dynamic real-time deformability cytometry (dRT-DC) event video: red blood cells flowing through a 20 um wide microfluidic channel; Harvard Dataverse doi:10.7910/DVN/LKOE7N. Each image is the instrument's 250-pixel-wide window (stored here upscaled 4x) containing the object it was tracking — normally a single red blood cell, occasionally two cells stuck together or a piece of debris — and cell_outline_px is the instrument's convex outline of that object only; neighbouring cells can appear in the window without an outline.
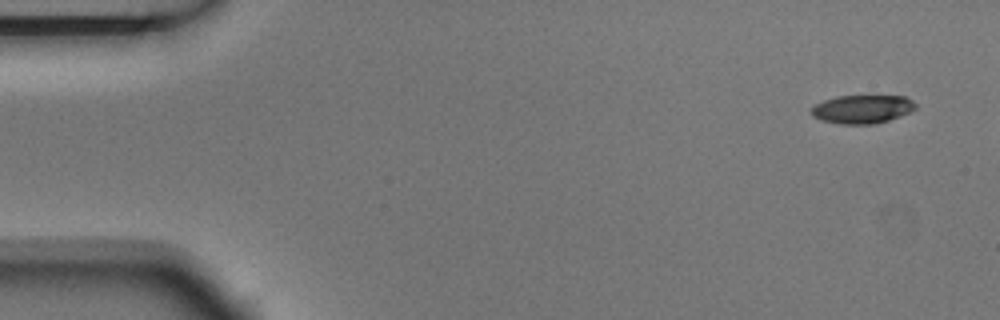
{"species": "Egyptian fruit bat (a non-hibernating species)", "species_latin": "Rousettus aegyptiacus", "temperature_condition": "room temperature", "stored_images_in_passage": 3, "camera_frame_rate_fps": 3000, "um_per_image_px": 0.085, "animal": {"sex": "male"}, "frame": {"image": 1, "passage_image": 1, "time_ms": 0.0, "image_size_px": [1000, 320], "cell_outline_px": [[916, 108], [900, 116], [876, 124], [840, 124], [820, 120], [812, 116], [812, 108], [816, 104], [824, 100], [836, 96], [904, 96], [912, 100], [916, 104]], "centroid_in_image_um": [73.28, 9.28], "position_along_channel_um": 11.7, "area_um2": 17.22}}